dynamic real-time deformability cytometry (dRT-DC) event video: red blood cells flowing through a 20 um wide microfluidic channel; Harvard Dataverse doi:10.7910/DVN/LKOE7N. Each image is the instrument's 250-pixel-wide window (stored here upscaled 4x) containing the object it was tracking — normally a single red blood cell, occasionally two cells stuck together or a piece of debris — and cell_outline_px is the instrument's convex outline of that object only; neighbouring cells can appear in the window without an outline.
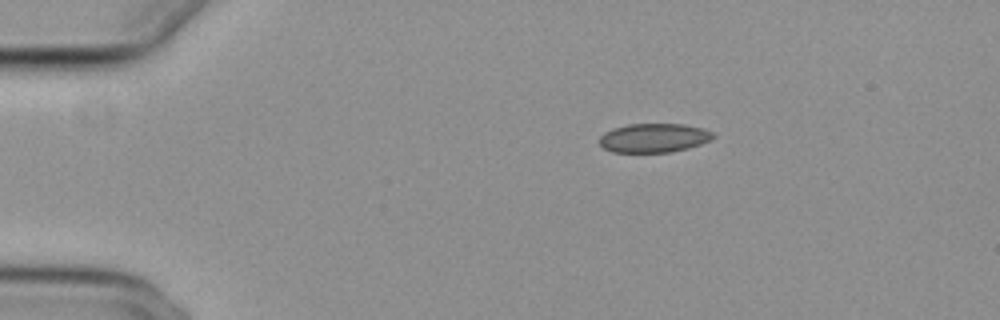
{"species": "common noctule bat (a hibernating species)", "species_latin": "Nyctalus noctula", "temperature_condition": "cold", "stored_images_in_passage": 45, "camera_frame_rate_fps": 3000, "um_per_image_px": 0.085, "animal": {"sex": "female", "body_mass_g": 29.2, "forearm_length_mm": 56.3}, "frame": {"image": 1, "passage_image": 1, "time_ms": 0.0, "image_size_px": [1000, 320], "cell_outline_px": [[716, 136], [712, 140], [688, 148], [672, 152], [612, 152], [604, 148], [600, 144], [600, 136], [604, 132], [612, 128], [628, 124], [684, 124], [704, 128], [712, 132]], "centroid_in_image_um": [55.6, 11.72], "position_along_channel_um": 29.4, "area_um2": 19.36}}
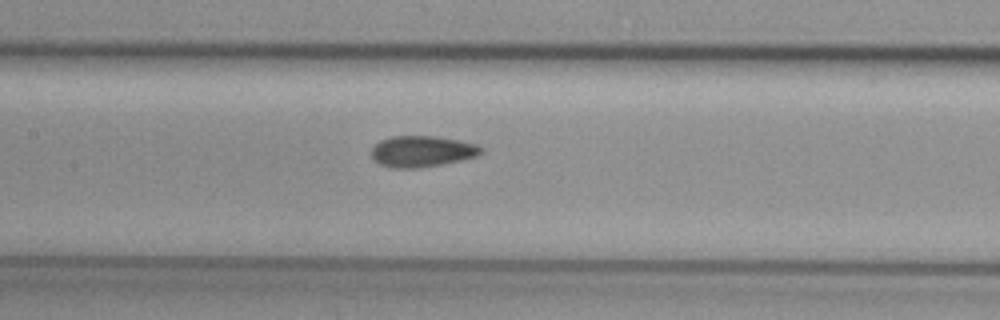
{"frame": {"image": 2, "passage_image": 17, "time_ms": 5.333, "image_size_px": [1000, 320], "cell_outline_px": [[484, 152], [476, 156], [460, 160], [440, 164], [416, 168], [392, 168], [380, 164], [372, 160], [372, 148], [380, 140], [392, 136], [436, 136], [460, 140], [476, 144], [484, 148]], "centroid_in_image_um": [35.87, 12.86], "position_along_channel_um": 171.5, "area_um2": 19.94}}
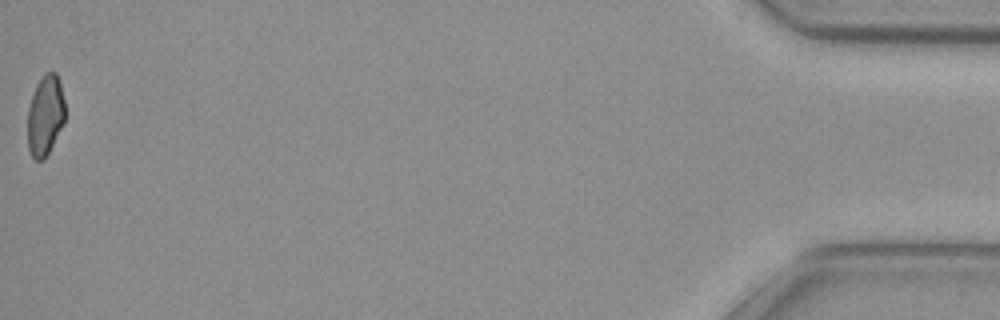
{"frame": {"image": 3, "passage_image": 45, "time_ms": 14.667, "image_size_px": [1000, 320], "cell_outline_px": [[64, 120], [44, 160], [36, 160], [32, 156], [28, 148], [28, 108], [36, 84], [44, 72], [56, 72], [60, 80], [64, 100]], "centroid_in_image_um": [3.83, 9.76], "position_along_channel_um": 431.4, "area_um2": 17.34}, "authors_computed_cell_mechanics": {"area_um2": 19.4786, "velocity_mm_per_s": 3.8456, "shape_relaxation_time_tau1_ms": 9.3556, "shape_relaxation_time_tau2_ms": 1.8583, "deformation_change_tau1": 0.1113, "deformation_change_tau2": 0.0615}}